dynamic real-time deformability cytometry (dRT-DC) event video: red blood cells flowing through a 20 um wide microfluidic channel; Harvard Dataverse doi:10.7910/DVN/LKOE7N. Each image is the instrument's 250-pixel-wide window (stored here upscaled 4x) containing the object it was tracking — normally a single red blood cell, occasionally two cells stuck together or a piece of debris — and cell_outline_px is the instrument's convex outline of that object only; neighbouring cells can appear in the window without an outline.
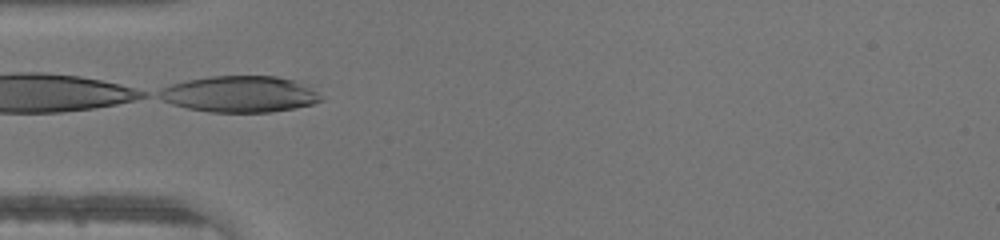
{"species": "human", "species_latin": "Homo sapiens", "temperature_condition": "warm", "stored_images_in_passage": 14, "camera_frame_rate_fps": 3000, "um_per_image_px": 0.085, "donor": {"sex": "male"}, "frame": {"image": 1, "passage_image": 1, "time_ms": 0.0, "image_size_px": [1000, 240], "cell_outline_px": [[324, 100], [312, 104], [296, 108], [272, 112], [212, 112], [188, 108], [172, 104], [156, 96], [156, 92], [172, 84], [188, 80], [212, 76], [276, 76], [296, 80], [308, 84]], "centroid_in_image_um": [20.42, 8.0], "position_along_channel_um": 64.6, "area_um2": 34.28}}
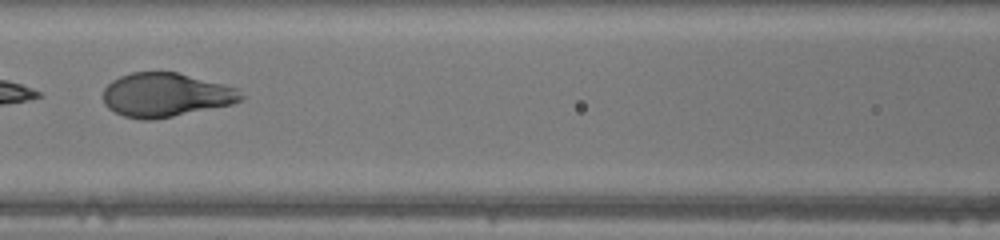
{"frame": {"image": 2, "passage_image": 7, "time_ms": 2.0, "image_size_px": [1000, 240], "cell_outline_px": [[244, 100], [232, 104], [152, 120], [144, 120], [124, 116], [108, 108], [104, 104], [104, 88], [112, 80], [120, 76], [132, 72], [176, 72], [224, 84], [236, 88], [244, 96]], "centroid_in_image_um": [14.09, 8.06], "position_along_channel_um": 152.5, "area_um2": 35.08}}
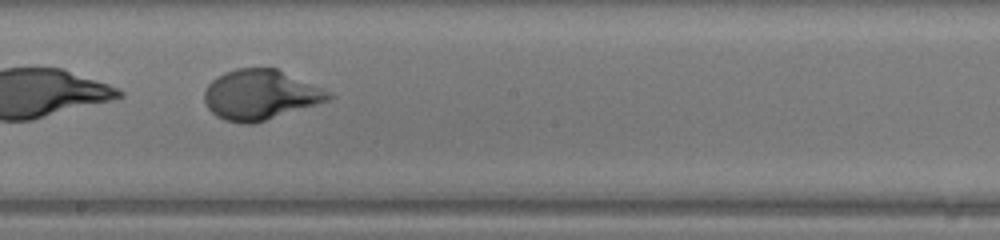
{"frame": {"image": 3, "passage_image": 12, "time_ms": 3.667, "image_size_px": [1000, 240], "cell_outline_px": [[336, 96], [328, 100], [316, 104], [252, 124], [244, 124], [224, 120], [216, 116], [208, 108], [204, 100], [204, 92], [208, 84], [216, 76], [224, 72], [236, 68], [276, 68], [320, 88]], "centroid_in_image_um": [22.06, 8.05], "position_along_channel_um": 226.1, "area_um2": 35.72}}